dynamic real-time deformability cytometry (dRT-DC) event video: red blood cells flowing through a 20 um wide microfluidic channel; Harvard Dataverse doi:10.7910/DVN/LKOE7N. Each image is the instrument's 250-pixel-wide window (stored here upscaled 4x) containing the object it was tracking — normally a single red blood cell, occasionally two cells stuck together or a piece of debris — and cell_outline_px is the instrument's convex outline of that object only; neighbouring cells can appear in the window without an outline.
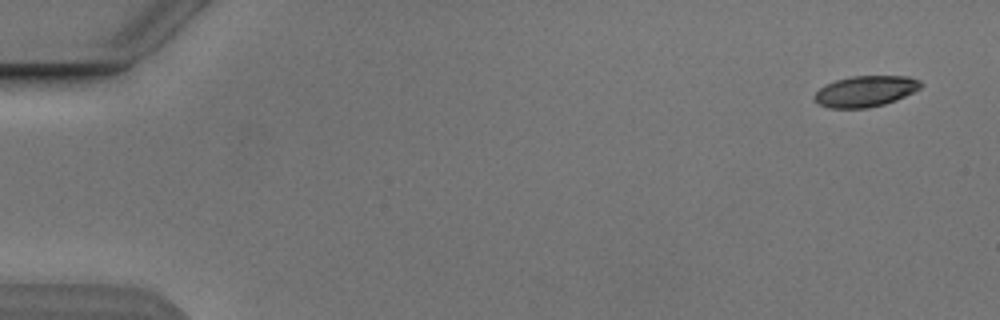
{"species": "Egyptian fruit bat (a non-hibernating species)", "species_latin": "Rousettus aegyptiacus", "temperature_condition": "cold", "stored_images_in_passage": 6, "camera_frame_rate_fps": 3000, "um_per_image_px": 0.085, "animal": {"sex": "male"}, "frame": {"image": 1, "passage_image": 1, "time_ms": 0.0, "image_size_px": [1000, 320], "cell_outline_px": [[924, 84], [920, 88], [896, 100], [884, 104], [868, 108], [828, 108], [816, 104], [812, 100], [812, 96], [820, 88], [836, 80], [852, 76], [908, 76], [920, 80]], "centroid_in_image_um": [73.53, 7.76], "position_along_channel_um": 11.5, "area_um2": 19.31}}